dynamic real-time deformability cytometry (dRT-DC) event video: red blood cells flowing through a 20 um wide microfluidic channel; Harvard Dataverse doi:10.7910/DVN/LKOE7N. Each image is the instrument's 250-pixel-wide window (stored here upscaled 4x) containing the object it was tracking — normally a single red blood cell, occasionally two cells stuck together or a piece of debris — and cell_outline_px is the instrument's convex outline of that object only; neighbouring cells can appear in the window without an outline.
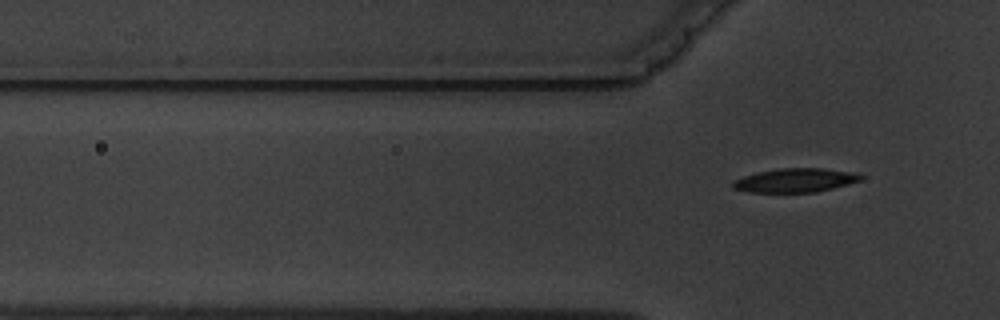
{"species": "common noctule bat (a hibernating species)", "species_latin": "Nyctalus noctula", "temperature_condition": "warm", "stored_images_in_passage": 5, "segment_of_instrument_passage": [2, 2], "camera_frame_rate_fps": 3000, "um_per_image_px": 0.085, "animal": {"sex": "male", "body_mass_g": 19.5, "forearm_length_mm": 54.6}, "frame": {"image": 1, "passage_image": 5, "time_ms": 5.0, "image_size_px": [1000, 320], "cell_outline_px": [[864, 176], [860, 180], [848, 184], [816, 192], [748, 192], [732, 188], [732, 180], [756, 172], [780, 168], [824, 168], [848, 172]], "centroid_in_image_um": [67.53, 15.32], "position_along_channel_um": 58.3, "area_um2": 17.69}}